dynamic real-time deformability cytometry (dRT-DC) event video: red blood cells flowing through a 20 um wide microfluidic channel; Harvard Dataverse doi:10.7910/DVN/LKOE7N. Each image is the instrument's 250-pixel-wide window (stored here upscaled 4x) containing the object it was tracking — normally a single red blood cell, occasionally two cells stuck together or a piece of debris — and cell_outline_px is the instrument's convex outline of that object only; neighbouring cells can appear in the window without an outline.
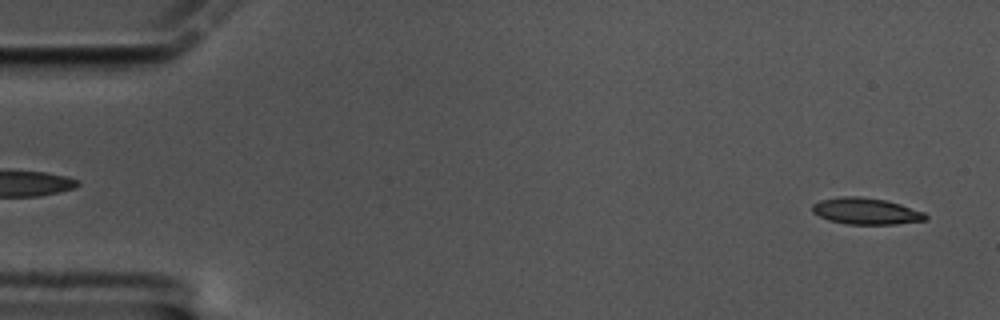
{"species": "common noctule bat (a hibernating species)", "species_latin": "Nyctalus noctula", "temperature_condition": "cold", "stored_images_in_passage": 58, "camera_frame_rate_fps": 3000, "um_per_image_px": 0.085, "animal": {"sex": "male", "body_mass_g": 17.5, "forearm_length_mm": 52.3}, "frame": {"image": 1, "passage_image": 2, "time_ms": 0.333, "image_size_px": [1000, 320], "cell_outline_px": [[928, 220], [896, 224], [848, 224], [828, 220], [812, 212], [812, 204], [820, 200], [844, 196], [860, 196], [884, 200], [900, 204], [924, 212], [928, 216]], "centroid_in_image_um": [73.62, 17.95], "position_along_channel_um": 11.4, "area_um2": 17.46}}
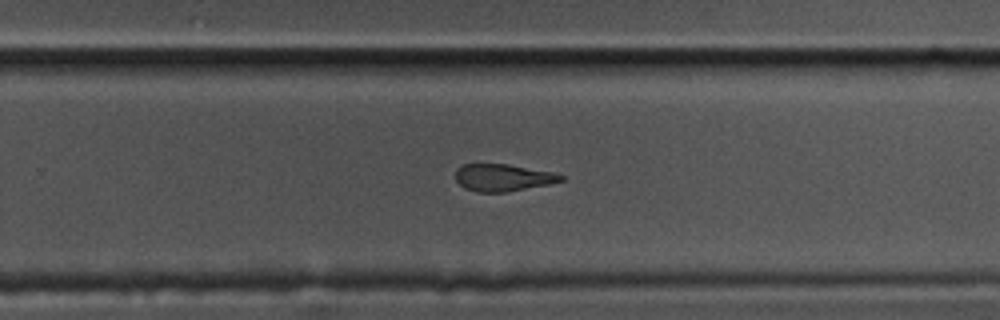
{"frame": {"image": 2, "passage_image": 37, "time_ms": 12.0, "image_size_px": [1000, 320], "cell_outline_px": [[564, 180], [548, 184], [504, 192], [480, 192], [464, 188], [456, 180], [456, 168], [464, 164], [508, 164], [552, 172], [564, 176]], "centroid_in_image_um": [42.72, 15.09], "position_along_channel_um": 287.1, "area_um2": 16.47}}
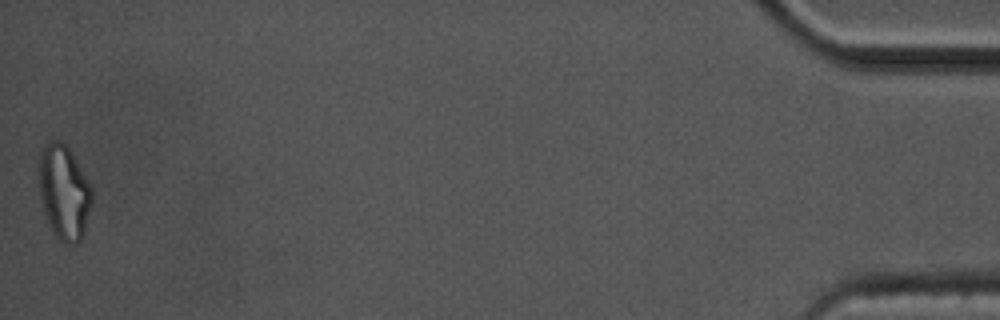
{"frame": {"image": 3, "passage_image": 58, "time_ms": 19.0, "image_size_px": [1000, 320], "cell_outline_px": [[92, 204], [84, 236], [76, 244], [68, 244], [60, 240], [52, 232], [48, 224], [40, 200], [40, 152], [44, 144], [48, 140], [60, 140], [68, 148], [92, 188]], "centroid_in_image_um": [5.45, 16.38], "position_along_channel_um": 429.8, "area_um2": 29.19}, "authors_computed_cell_mechanics": {"area_um2": 18.2359, "velocity_mm_per_s": 3.4058, "shape_relaxation_time_tau1_ms": null, "shape_relaxation_time_tau2_ms": 5.9974, "deformation_change_tau1": null, "deformation_change_tau2": 0.1521}}